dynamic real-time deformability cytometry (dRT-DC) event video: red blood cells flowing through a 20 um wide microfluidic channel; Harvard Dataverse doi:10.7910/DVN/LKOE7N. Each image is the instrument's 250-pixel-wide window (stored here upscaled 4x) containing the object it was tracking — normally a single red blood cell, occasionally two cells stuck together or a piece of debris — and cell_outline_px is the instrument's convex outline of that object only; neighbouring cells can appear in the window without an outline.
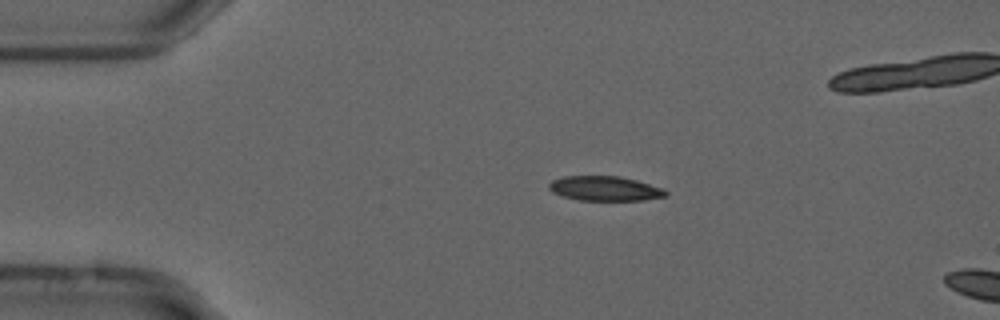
{"species": "common noctule bat (a hibernating species)", "species_latin": "Nyctalus noctula", "temperature_condition": "cold", "stored_images_in_passage": 6, "camera_frame_rate_fps": 3000, "um_per_image_px": 0.085, "animal": {"sex": "male", "forearm_length_mm": 52.5}, "frame": {"image": 1, "passage_image": 1, "time_ms": 0.0, "image_size_px": [1000, 320], "cell_outline_px": [[668, 196], [644, 200], [580, 200], [564, 196], [552, 192], [548, 188], [548, 184], [552, 180], [564, 176], [620, 176], [636, 180], [664, 188], [668, 192]], "centroid_in_image_um": [51.44, 16.02], "position_along_channel_um": 33.6, "area_um2": 16.82}}